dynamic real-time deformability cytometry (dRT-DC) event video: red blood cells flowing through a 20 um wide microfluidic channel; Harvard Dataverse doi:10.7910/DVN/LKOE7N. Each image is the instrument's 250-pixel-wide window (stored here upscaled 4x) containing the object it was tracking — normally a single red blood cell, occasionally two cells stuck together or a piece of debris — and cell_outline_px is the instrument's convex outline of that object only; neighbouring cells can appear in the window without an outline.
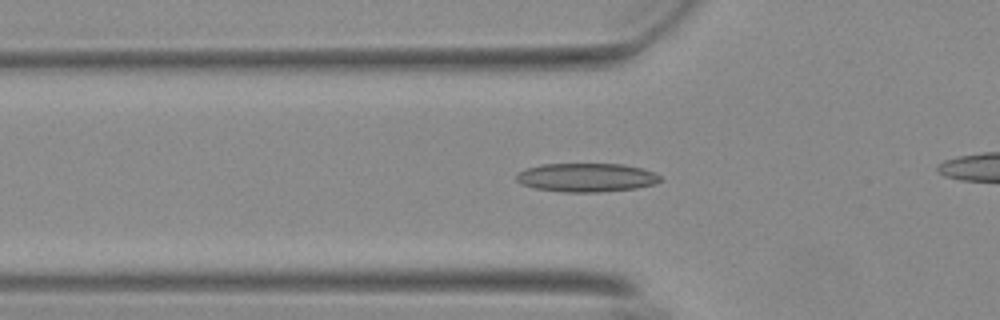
{"species": "Egyptian fruit bat (a non-hibernating species)", "species_latin": "Rousettus aegyptiacus", "temperature_condition": "warm", "stored_images_in_passage": 37, "camera_frame_rate_fps": 3000, "um_per_image_px": 0.085, "animal": {"sex": "female"}, "frame": {"image": 1, "passage_image": 10, "time_ms": 3.0, "image_size_px": [1000, 320], "cell_outline_px": [[664, 180], [652, 184], [636, 188], [596, 192], [564, 192], [536, 188], [520, 184], [516, 180], [516, 172], [540, 164], [620, 164], [640, 168], [652, 172], [660, 176]], "centroid_in_image_um": [49.8, 15.08], "position_along_channel_um": 76.0, "area_um2": 23.93}}
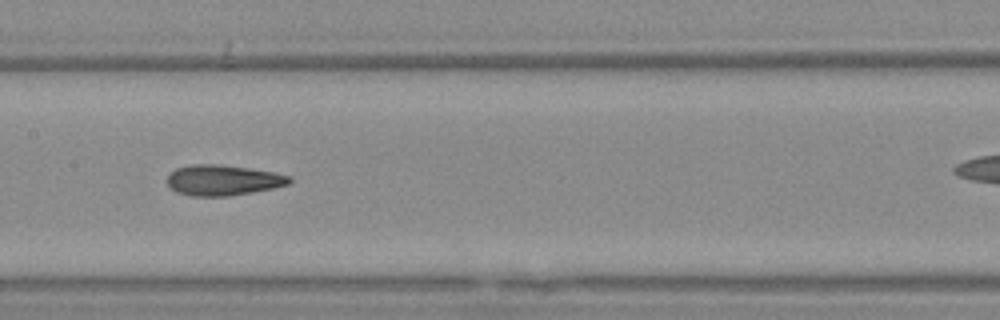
{"frame": {"image": 2, "passage_image": 19, "time_ms": 6.0, "image_size_px": [1000, 320], "cell_outline_px": [[292, 180], [288, 184], [272, 188], [252, 192], [228, 196], [192, 196], [176, 192], [168, 184], [168, 176], [176, 168], [192, 164], [216, 164], [248, 168], [276, 172], [292, 176]], "centroid_in_image_um": [18.97, 15.31], "position_along_channel_um": 188.4, "area_um2": 21.68}}
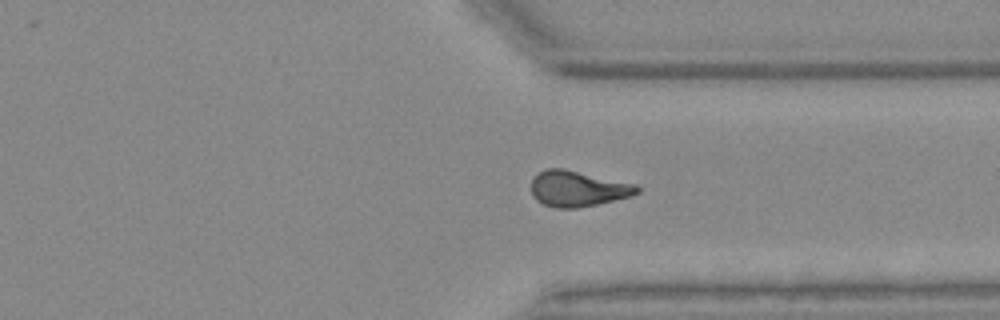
{"frame": {"image": 3, "passage_image": 33, "time_ms": 10.667, "image_size_px": [1000, 320], "cell_outline_px": [[640, 192], [628, 196], [596, 204], [576, 208], [556, 208], [544, 204], [536, 200], [532, 196], [532, 180], [540, 172], [548, 168], [564, 168], [636, 184], [640, 188]], "centroid_in_image_um": [49.1, 16.03], "position_along_channel_um": 362.3, "area_um2": 21.79}}